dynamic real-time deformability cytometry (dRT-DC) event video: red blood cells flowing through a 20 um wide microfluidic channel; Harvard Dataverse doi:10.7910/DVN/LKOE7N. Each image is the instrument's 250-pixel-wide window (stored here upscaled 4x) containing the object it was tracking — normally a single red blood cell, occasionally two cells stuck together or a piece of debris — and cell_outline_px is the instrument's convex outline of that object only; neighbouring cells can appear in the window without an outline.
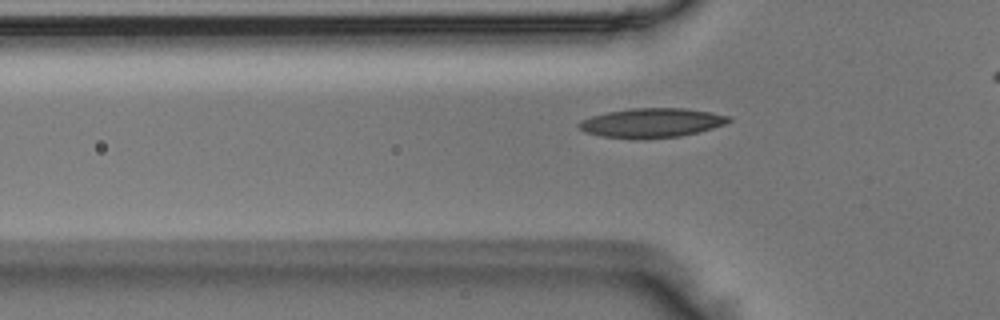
{"species": "Egyptian fruit bat (a non-hibernating species)", "species_latin": "Rousettus aegyptiacus", "temperature_condition": "room temperature", "stored_images_in_passage": 34, "camera_frame_rate_fps": 3000, "um_per_image_px": 0.085, "animal": {"sex": "male"}, "frame": {"image": 1, "passage_image": 7, "time_ms": 2.0, "image_size_px": [1000, 320], "cell_outline_px": [[732, 120], [724, 124], [712, 128], [680, 136], [604, 136], [584, 132], [576, 124], [580, 120], [592, 116], [608, 112], [632, 108], [684, 108], [712, 112], [732, 116]], "centroid_in_image_um": [55.43, 10.39], "position_along_channel_um": 70.4, "area_um2": 24.62}}
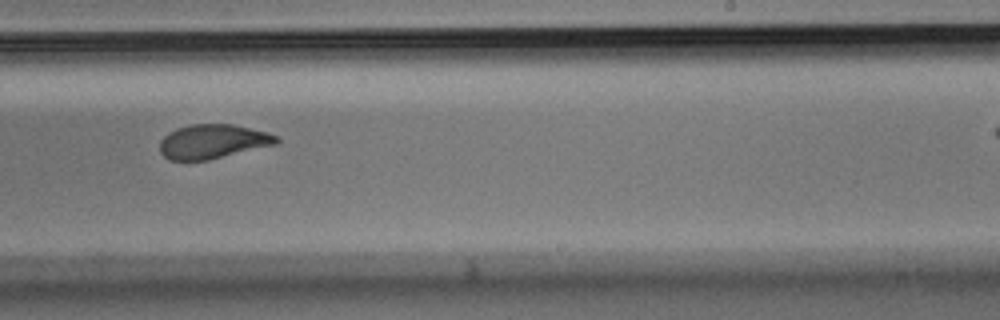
{"frame": {"image": 2, "passage_image": 22, "time_ms": 7.0, "image_size_px": [1000, 320], "cell_outline_px": [[280, 140], [276, 144], [208, 160], [168, 160], [160, 152], [160, 140], [168, 132], [176, 128], [192, 124], [232, 124], [268, 132], [276, 136]], "centroid_in_image_um": [18.06, 12.02], "position_along_channel_um": 270.9, "area_um2": 23.24}}
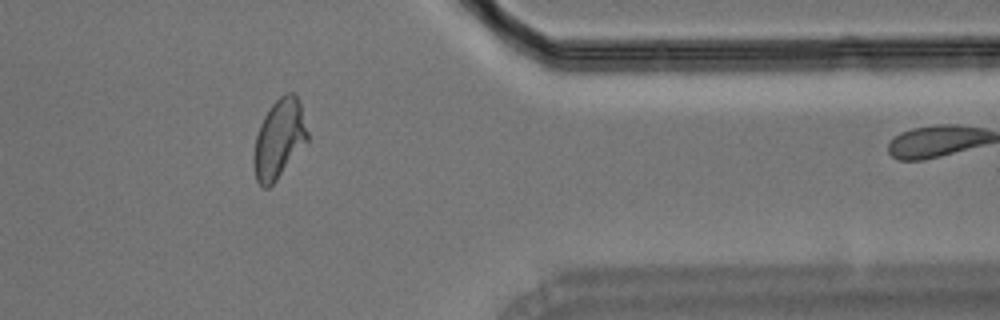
{"frame": {"image": 3, "passage_image": 32, "time_ms": 10.333, "image_size_px": [1000, 320], "cell_outline_px": [[308, 144], [276, 180], [268, 188], [260, 188], [256, 180], [252, 164], [252, 156], [256, 136], [260, 124], [264, 116], [272, 104], [284, 92], [292, 92], [300, 100], [308, 132]], "centroid_in_image_um": [23.73, 11.84], "position_along_channel_um": 387.7, "area_um2": 25.37}}